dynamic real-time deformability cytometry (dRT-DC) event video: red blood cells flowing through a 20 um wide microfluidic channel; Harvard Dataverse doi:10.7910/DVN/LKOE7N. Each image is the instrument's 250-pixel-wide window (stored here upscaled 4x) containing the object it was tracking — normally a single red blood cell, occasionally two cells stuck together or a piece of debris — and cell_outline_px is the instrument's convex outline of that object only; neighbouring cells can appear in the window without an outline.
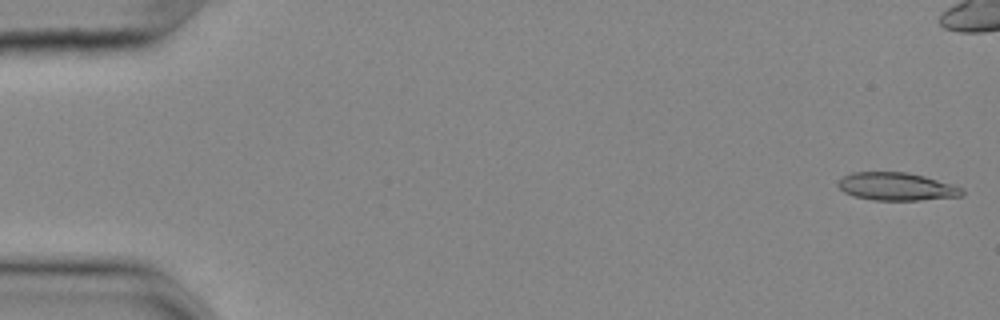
{"species": "common noctule bat (a hibernating species)", "species_latin": "Nyctalus noctula", "temperature_condition": "cold", "stored_images_in_passage": 49, "camera_frame_rate_fps": 3000, "um_per_image_px": 0.085, "animal": {"sex": "female", "body_mass_g": 25.1}, "frame": {"image": 1, "passage_image": 1, "time_ms": 0.0, "image_size_px": [1000, 320], "cell_outline_px": [[964, 192], [960, 196], [920, 200], [872, 200], [856, 196], [844, 192], [836, 184], [844, 176], [852, 172], [908, 172], [924, 176], [952, 184], [964, 188]], "centroid_in_image_um": [76.22, 15.85], "position_along_channel_um": 8.8, "area_um2": 20.06}}
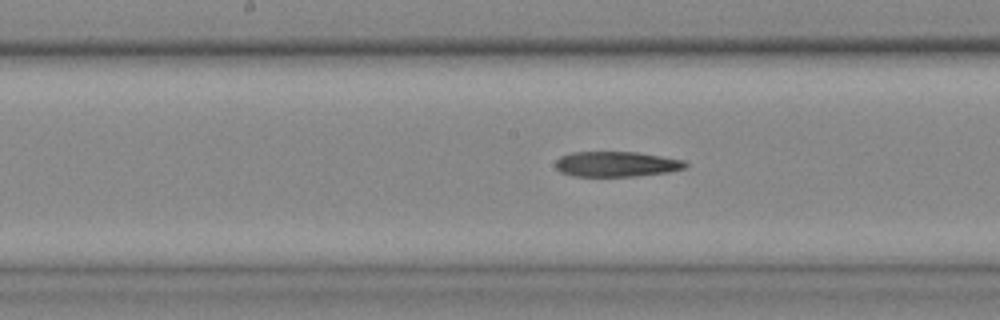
{"frame": {"image": 2, "passage_image": 28, "time_ms": 9.0, "image_size_px": [1000, 320], "cell_outline_px": [[688, 164], [684, 168], [668, 172], [636, 176], [572, 176], [560, 172], [556, 168], [556, 160], [560, 156], [572, 152], [636, 152], [684, 160]], "centroid_in_image_um": [52.37, 13.95], "position_along_channel_um": 195.8, "area_um2": 19.07}}
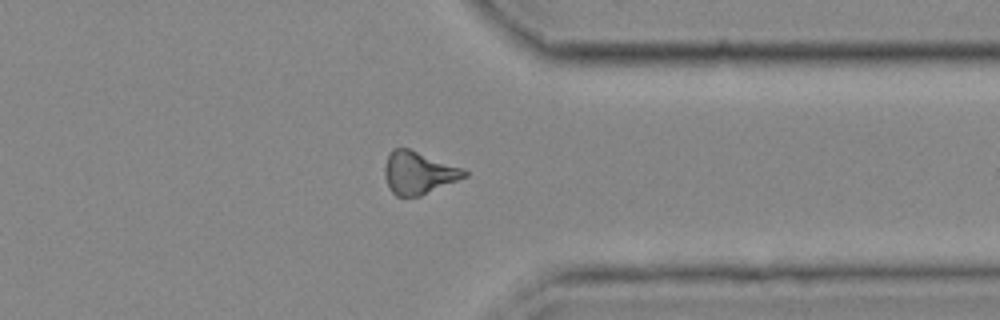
{"frame": {"image": 3, "passage_image": 43, "time_ms": 14.0, "image_size_px": [1000, 320], "cell_outline_px": [[468, 176], [420, 196], [396, 196], [392, 192], [384, 176], [384, 168], [388, 152], [392, 148], [408, 148], [464, 168], [468, 172]], "centroid_in_image_um": [35.57, 14.67], "position_along_channel_um": 375.8, "area_um2": 19.83}}